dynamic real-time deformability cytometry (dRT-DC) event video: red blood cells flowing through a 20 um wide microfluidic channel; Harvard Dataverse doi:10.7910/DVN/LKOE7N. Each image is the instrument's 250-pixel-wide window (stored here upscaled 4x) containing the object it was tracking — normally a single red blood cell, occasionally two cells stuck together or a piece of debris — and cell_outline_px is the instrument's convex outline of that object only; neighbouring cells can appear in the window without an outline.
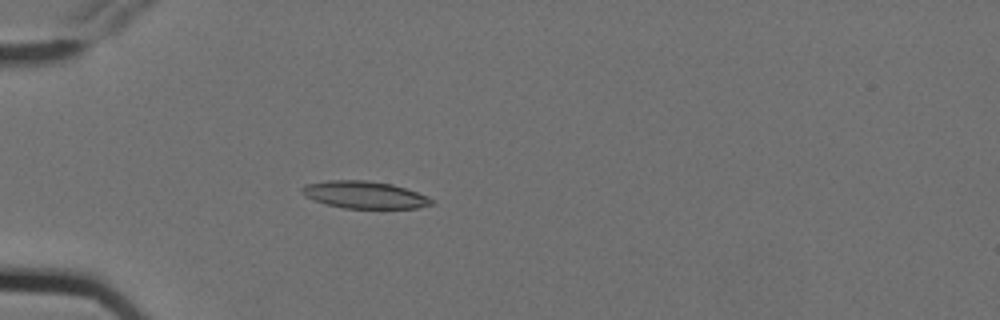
{"species": "Egyptian fruit bat (a non-hibernating species)", "species_latin": "Rousettus aegyptiacus", "temperature_condition": "cold", "stored_images_in_passage": 5, "camera_frame_rate_fps": 3000, "um_per_image_px": 0.085, "animal": {"sex": "female"}, "frame": {"image": 1, "passage_image": 5, "time_ms": 1.333, "image_size_px": [1000, 320], "cell_outline_px": [[436, 204], [416, 208], [344, 208], [328, 204], [304, 196], [300, 192], [300, 188], [304, 184], [328, 180], [368, 180], [392, 184], [428, 196], [436, 200]], "centroid_in_image_um": [31.0, 16.55], "position_along_channel_um": 54.0, "area_um2": 20.69}}